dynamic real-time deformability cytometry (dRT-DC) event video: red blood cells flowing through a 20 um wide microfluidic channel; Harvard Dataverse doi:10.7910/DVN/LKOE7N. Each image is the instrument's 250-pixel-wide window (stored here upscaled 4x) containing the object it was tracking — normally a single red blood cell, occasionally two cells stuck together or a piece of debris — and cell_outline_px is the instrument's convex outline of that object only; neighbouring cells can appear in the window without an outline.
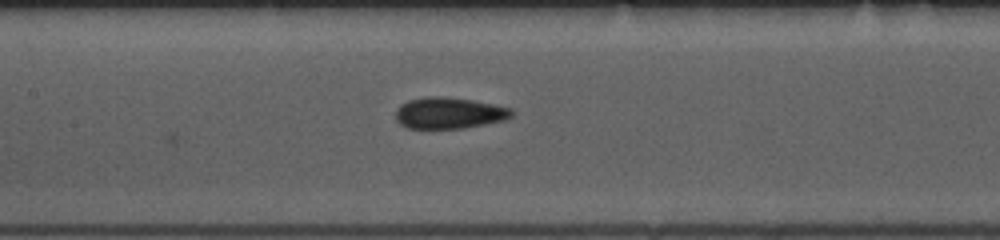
{"species": "common noctule bat (a hibernating species)", "species_latin": "Nyctalus noctula", "temperature_condition": "room temperature", "stored_images_in_passage": 13, "camera_frame_rate_fps": 3000, "um_per_image_px": 0.085, "animal": {"sex": "female", "body_mass_g": 10.0, "forearm_length_mm": 53.1}, "frame": {"image": 1, "passage_image": 13, "time_ms": 4.0, "image_size_px": [1000, 240], "cell_outline_px": [[512, 116], [504, 120], [464, 128], [408, 128], [400, 124], [396, 120], [396, 108], [400, 104], [408, 100], [428, 96], [440, 96], [472, 100], [512, 108]], "centroid_in_image_um": [38.14, 9.6], "position_along_channel_um": 169.3, "area_um2": 21.1}}